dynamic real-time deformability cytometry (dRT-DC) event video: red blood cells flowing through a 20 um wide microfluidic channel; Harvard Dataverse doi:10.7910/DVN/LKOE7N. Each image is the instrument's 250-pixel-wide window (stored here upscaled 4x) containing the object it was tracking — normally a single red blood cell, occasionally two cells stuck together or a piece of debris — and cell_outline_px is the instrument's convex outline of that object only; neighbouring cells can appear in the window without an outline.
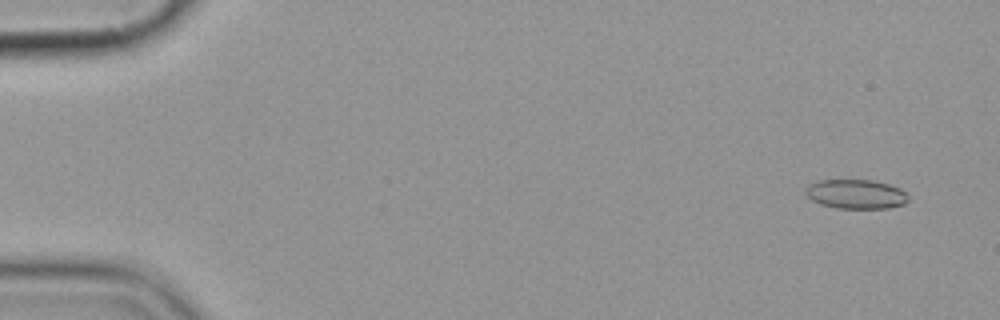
{"species": "common noctule bat (a hibernating species)", "species_latin": "Nyctalus noctula", "temperature_condition": "cold", "stored_images_in_passage": 5, "camera_frame_rate_fps": 3000, "um_per_image_px": 0.085, "animal": {"sex": "female", "body_mass_g": 19.9}, "frame": {"image": 1, "passage_image": 2, "time_ms": 1.0, "image_size_px": [1000, 320], "cell_outline_px": [[908, 200], [904, 204], [888, 208], [836, 208], [820, 204], [812, 200], [804, 192], [804, 188], [808, 184], [816, 180], [872, 180], [888, 184], [900, 188], [908, 196]], "centroid_in_image_um": [72.71, 16.49], "position_along_channel_um": 12.3, "area_um2": 17.63}}
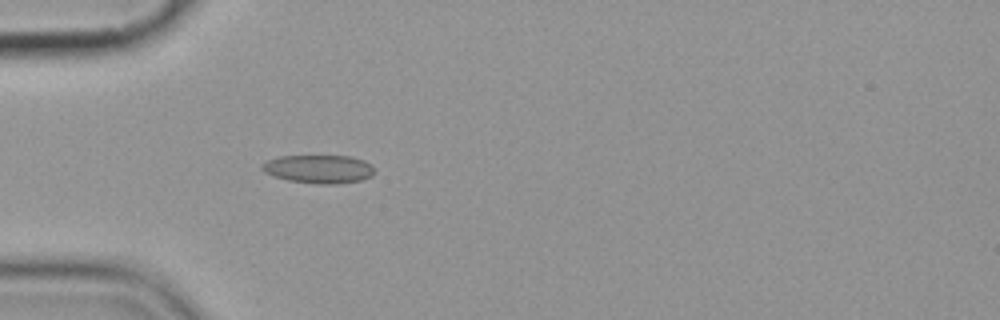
{"frame": {"image": 2, "passage_image": 5, "time_ms": 5.667, "image_size_px": [1000, 320], "cell_outline_px": [[372, 176], [360, 180], [336, 184], [320, 184], [288, 180], [264, 172], [260, 168], [260, 164], [268, 160], [280, 156], [352, 156], [364, 160], [372, 164]], "centroid_in_image_um": [27.09, 14.36], "position_along_channel_um": 57.9, "area_um2": 18.5}}